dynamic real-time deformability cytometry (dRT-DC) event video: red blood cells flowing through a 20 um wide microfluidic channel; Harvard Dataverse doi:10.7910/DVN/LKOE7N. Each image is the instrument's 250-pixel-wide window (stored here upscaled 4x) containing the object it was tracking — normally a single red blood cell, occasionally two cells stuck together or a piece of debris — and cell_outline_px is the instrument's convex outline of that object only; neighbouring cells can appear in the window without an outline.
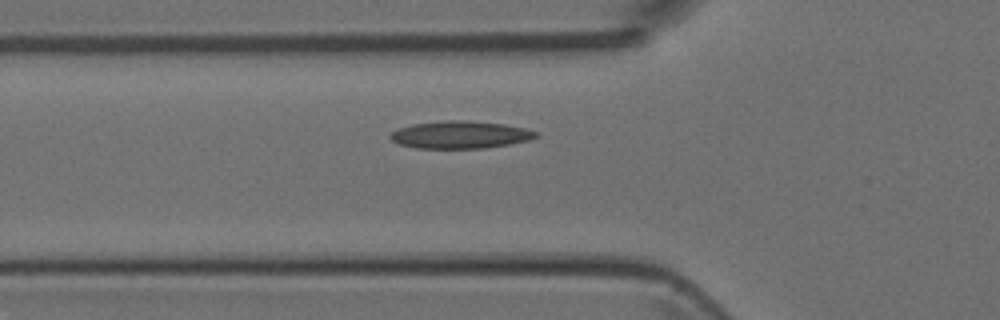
{"species": "Egyptian fruit bat (a non-hibernating species)", "species_latin": "Rousettus aegyptiacus", "temperature_condition": "room temperature", "stored_images_in_passage": 5, "camera_frame_rate_fps": 3000, "um_per_image_px": 0.085, "animal": {"sex": "female"}, "frame": {"image": 1, "passage_image": 5, "time_ms": 4.667, "image_size_px": [1000, 320], "cell_outline_px": [[540, 136], [528, 140], [508, 144], [484, 148], [416, 148], [400, 144], [392, 140], [388, 136], [392, 132], [400, 128], [412, 124], [444, 120], [460, 120], [504, 124], [524, 128], [540, 132]], "centroid_in_image_um": [39.14, 11.45], "position_along_channel_um": 86.7, "area_um2": 23.18}}